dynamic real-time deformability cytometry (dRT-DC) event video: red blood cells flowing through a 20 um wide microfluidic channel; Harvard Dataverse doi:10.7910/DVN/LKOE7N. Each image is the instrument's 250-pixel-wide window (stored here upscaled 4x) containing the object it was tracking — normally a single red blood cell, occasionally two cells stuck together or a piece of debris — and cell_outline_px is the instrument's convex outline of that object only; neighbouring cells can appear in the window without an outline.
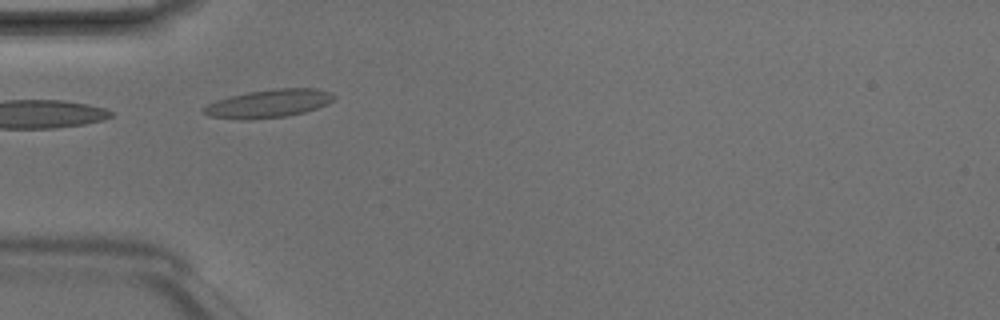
{"species": "Egyptian fruit bat (a non-hibernating species)", "species_latin": "Rousettus aegyptiacus", "temperature_condition": "room temperature", "stored_images_in_passage": 3, "camera_frame_rate_fps": 3000, "um_per_image_px": 0.085, "animal": {"sex": "male"}, "frame": {"image": 1, "passage_image": 3, "time_ms": 0.667, "image_size_px": [1000, 320], "cell_outline_px": [[336, 96], [328, 104], [304, 112], [288, 116], [252, 120], [240, 120], [208, 116], [200, 112], [200, 108], [216, 100], [248, 92], [276, 88], [316, 88], [332, 92]], "centroid_in_image_um": [22.81, 8.81], "position_along_channel_um": 62.2, "area_um2": 21.68}}